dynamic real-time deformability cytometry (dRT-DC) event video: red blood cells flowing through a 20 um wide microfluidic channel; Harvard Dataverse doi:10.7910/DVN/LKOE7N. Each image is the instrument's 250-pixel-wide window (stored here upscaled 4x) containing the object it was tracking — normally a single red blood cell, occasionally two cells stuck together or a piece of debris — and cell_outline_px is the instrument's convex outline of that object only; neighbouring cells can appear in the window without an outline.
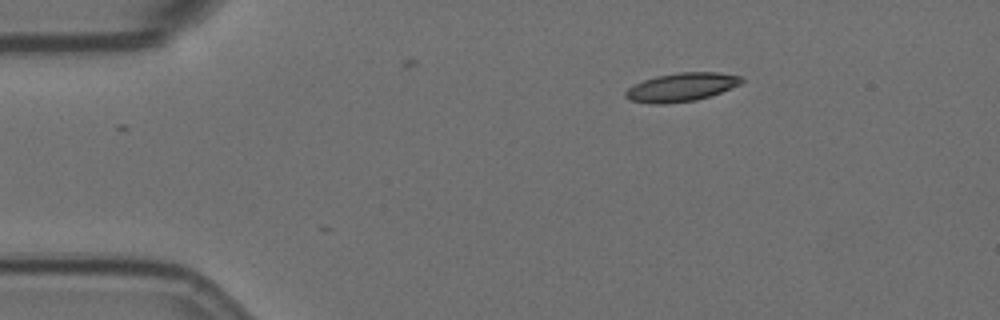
{"species": "Egyptian fruit bat (a non-hibernating species)", "species_latin": "Rousettus aegyptiacus", "temperature_condition": "room temperature", "stored_images_in_passage": 3, "camera_frame_rate_fps": 3000, "um_per_image_px": 0.085, "animal": {"sex": "female"}, "frame": {"image": 1, "passage_image": 1, "time_ms": 0.0, "image_size_px": [1000, 320], "cell_outline_px": [[744, 80], [740, 84], [712, 96], [696, 100], [664, 104], [652, 104], [632, 100], [624, 96], [624, 92], [628, 88], [644, 80], [656, 76], [680, 72], [716, 72], [740, 76]], "centroid_in_image_um": [57.93, 7.41], "position_along_channel_um": 27.1, "area_um2": 19.19}}